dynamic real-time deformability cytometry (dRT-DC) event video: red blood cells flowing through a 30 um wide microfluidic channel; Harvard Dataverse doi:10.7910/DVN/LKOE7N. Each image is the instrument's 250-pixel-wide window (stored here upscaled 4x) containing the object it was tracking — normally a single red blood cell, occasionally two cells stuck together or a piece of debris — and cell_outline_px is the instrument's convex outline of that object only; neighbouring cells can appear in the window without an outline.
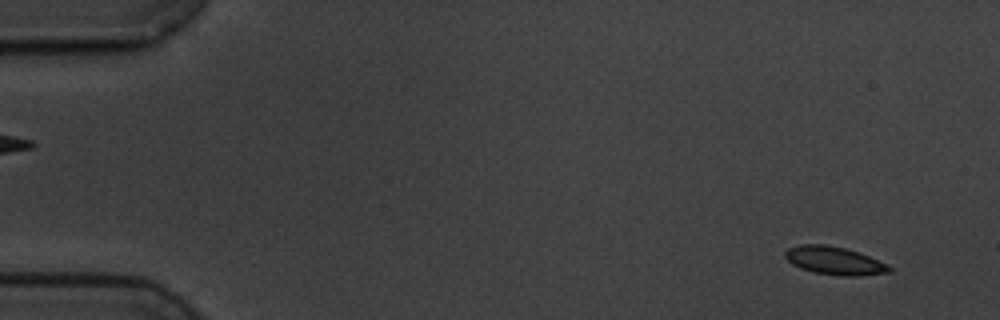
{"species": "common noctule bat (a hibernating species)", "species_latin": "Nyctalus noctula", "temperature_condition": "cold", "stored_images_in_passage": 58, "camera_frame_rate_fps": 3000, "um_per_image_px": 0.085, "animal": {"sex": "male", "body_mass_g": 19.5, "forearm_length_mm": 54.6}, "frame": {"image": 1, "passage_image": 4, "time_ms": 1.0, "image_size_px": [1000, 320], "cell_outline_px": [[892, 272], [856, 276], [840, 276], [812, 272], [800, 268], [792, 264], [784, 256], [784, 252], [788, 248], [800, 244], [824, 244], [844, 248], [868, 256], [888, 264], [892, 268]], "centroid_in_image_um": [70.91, 22.16], "position_along_channel_um": 14.1, "area_um2": 17.05}}
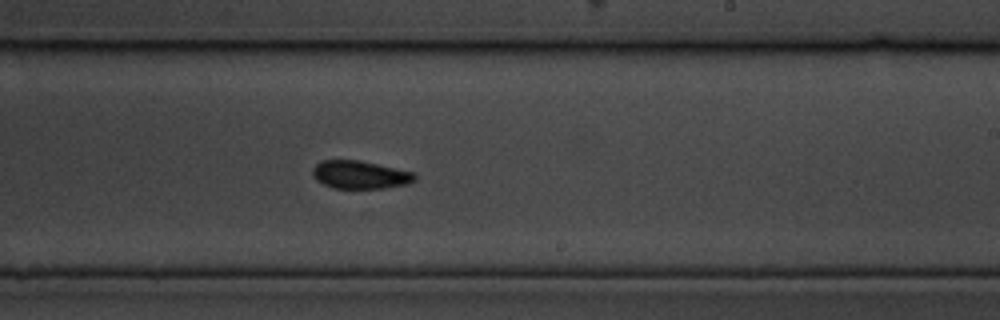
{"frame": {"image": 2, "passage_image": 35, "time_ms": 11.333, "image_size_px": [1000, 320], "cell_outline_px": [[416, 180], [408, 184], [384, 188], [332, 188], [316, 180], [312, 176], [312, 168], [320, 160], [360, 160], [416, 172]], "centroid_in_image_um": [30.62, 14.84], "position_along_channel_um": 258.4, "area_um2": 16.94}}
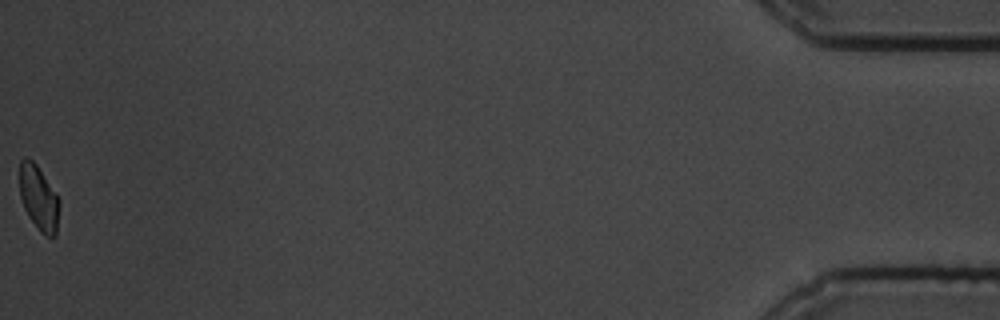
{"frame": {"image": 3, "passage_image": 58, "time_ms": 19.0, "image_size_px": [1000, 320], "cell_outline_px": [[60, 204], [56, 236], [44, 236], [40, 232], [28, 216], [24, 208], [20, 196], [20, 160], [24, 156], [32, 160], [36, 164], [60, 200]], "centroid_in_image_um": [3.29, 16.85], "position_along_channel_um": 431.9, "area_um2": 15.03}, "authors_computed_cell_mechanics": {"area_um2": 16.8198, "velocity_mm_per_s": 3.4947, "shape_relaxation_time_tau1_ms": 2.4361, "shape_relaxation_time_tau2_ms": null, "deformation_change_tau1": 0.0802, "deformation_change_tau2": null}}